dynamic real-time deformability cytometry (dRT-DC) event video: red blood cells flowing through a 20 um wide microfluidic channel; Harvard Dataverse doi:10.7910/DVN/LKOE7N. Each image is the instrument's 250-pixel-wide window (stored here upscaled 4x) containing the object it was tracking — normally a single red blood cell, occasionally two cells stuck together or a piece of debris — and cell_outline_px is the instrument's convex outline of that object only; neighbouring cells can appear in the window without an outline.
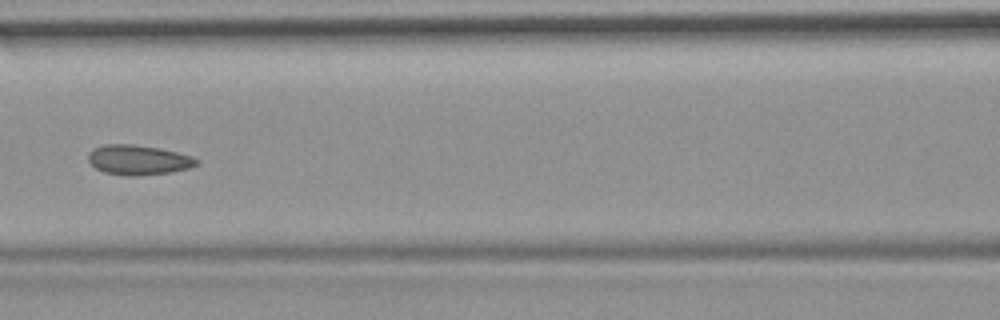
{"species": "common noctule bat (a hibernating species)", "species_latin": "Nyctalus noctula", "temperature_condition": "room temperature", "stored_images_in_passage": 9, "camera_frame_rate_fps": 3000, "um_per_image_px": 0.085, "animal": {"sex": "female", "body_mass_g": 19.9}, "frame": {"image": 1, "passage_image": 6, "time_ms": 6.667, "image_size_px": [1000, 320], "cell_outline_px": [[200, 164], [188, 168], [168, 172], [140, 176], [128, 176], [104, 172], [96, 168], [88, 160], [88, 152], [92, 148], [104, 144], [132, 144], [160, 148], [192, 156], [200, 160]], "centroid_in_image_um": [11.75, 13.58], "position_along_channel_um": 154.8, "area_um2": 18.96}}
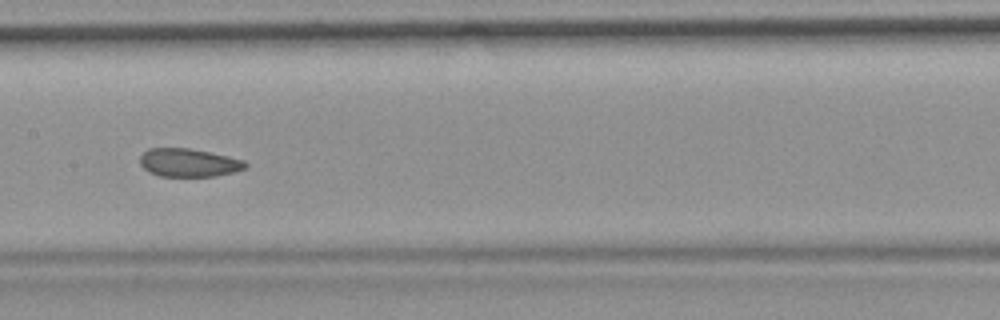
{"frame": {"image": 2, "passage_image": 7, "time_ms": 7.667, "image_size_px": [1000, 320], "cell_outline_px": [[248, 168], [216, 176], [160, 176], [148, 172], [140, 164], [140, 156], [148, 148], [188, 148], [228, 156], [244, 160], [248, 164]], "centroid_in_image_um": [16.04, 13.83], "position_along_channel_um": 191.4, "area_um2": 17.34}}
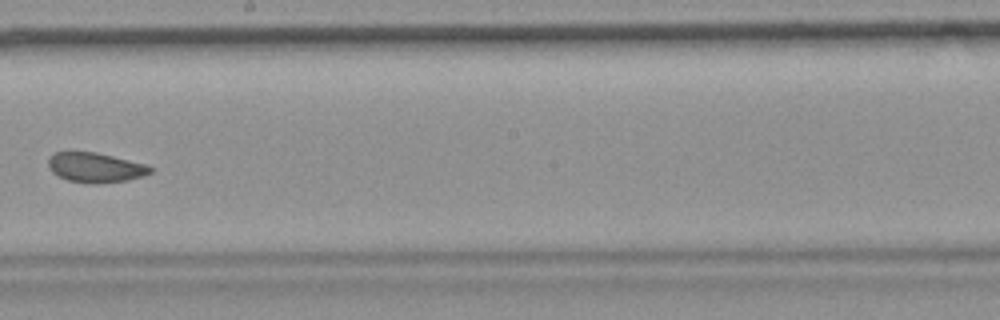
{"frame": {"image": 3, "passage_image": 8, "time_ms": 9.0, "image_size_px": [1000, 320], "cell_outline_px": [[152, 172], [144, 176], [128, 180], [96, 184], [92, 184], [68, 180], [52, 172], [48, 168], [48, 160], [56, 152], [96, 152], [148, 164], [152, 168]], "centroid_in_image_um": [8.15, 14.24], "position_along_channel_um": 240.0, "area_um2": 17.74}}